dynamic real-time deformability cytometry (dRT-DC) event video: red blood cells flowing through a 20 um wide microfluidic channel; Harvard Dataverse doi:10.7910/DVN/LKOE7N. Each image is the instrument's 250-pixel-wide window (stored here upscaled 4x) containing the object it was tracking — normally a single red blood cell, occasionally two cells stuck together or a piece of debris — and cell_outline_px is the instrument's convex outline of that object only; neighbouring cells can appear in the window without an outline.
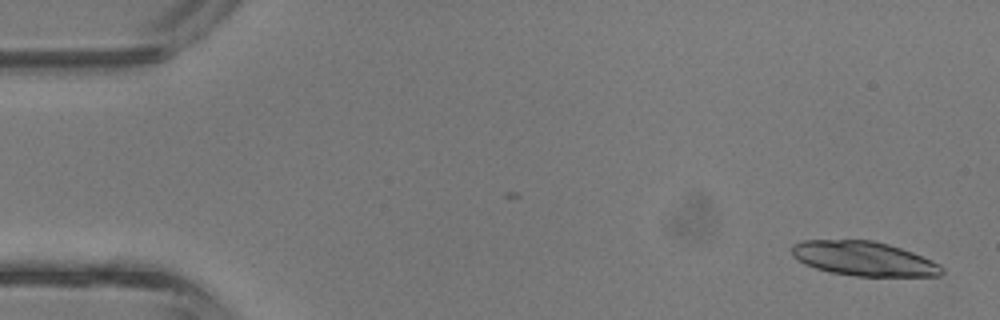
{"species": "common noctule bat (a hibernating species)", "species_latin": "Nyctalus noctula", "temperature_condition": "room temperature", "stored_images_in_passage": 5, "camera_frame_rate_fps": 3000, "um_per_image_px": 0.085, "animal": {"sex": "male", "body_mass_g": 13.3}, "frame": {"image": 1, "passage_image": 1, "time_ms": 0.0, "image_size_px": [1000, 320], "cell_outline_px": [[944, 272], [940, 276], [856, 276], [828, 272], [804, 264], [792, 256], [792, 244], [804, 240], [872, 240], [888, 244], [912, 252], [932, 260], [940, 264], [944, 268]], "centroid_in_image_um": [73.42, 21.99], "position_along_channel_um": 11.6, "area_um2": 30.17}}